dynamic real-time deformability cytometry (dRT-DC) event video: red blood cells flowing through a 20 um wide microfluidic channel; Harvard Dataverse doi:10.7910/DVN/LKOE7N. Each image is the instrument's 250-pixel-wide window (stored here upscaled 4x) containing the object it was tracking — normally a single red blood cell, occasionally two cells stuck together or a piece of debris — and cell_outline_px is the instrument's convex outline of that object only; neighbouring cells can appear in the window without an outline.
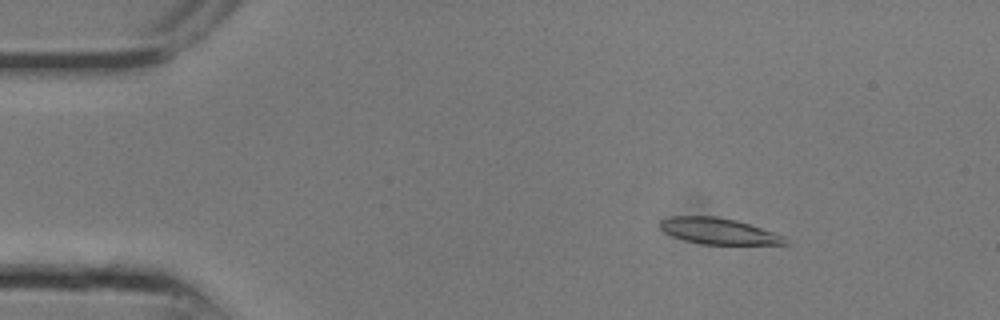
{"species": "common noctule bat (a hibernating species)", "species_latin": "Nyctalus noctula", "temperature_condition": "room temperature", "stored_images_in_passage": 11, "camera_frame_rate_fps": 3000, "um_per_image_px": 0.085, "animal": {"sex": "male", "body_mass_g": 13.3}, "frame": {"image": 1, "passage_image": 4, "time_ms": 1.0, "image_size_px": [1000, 320], "cell_outline_px": [[788, 244], [700, 244], [684, 240], [672, 236], [664, 232], [660, 228], [660, 220], [672, 216], [716, 216], [736, 220], [784, 236]], "centroid_in_image_um": [61.02, 19.64], "position_along_channel_um": 24.0, "area_um2": 18.84}}
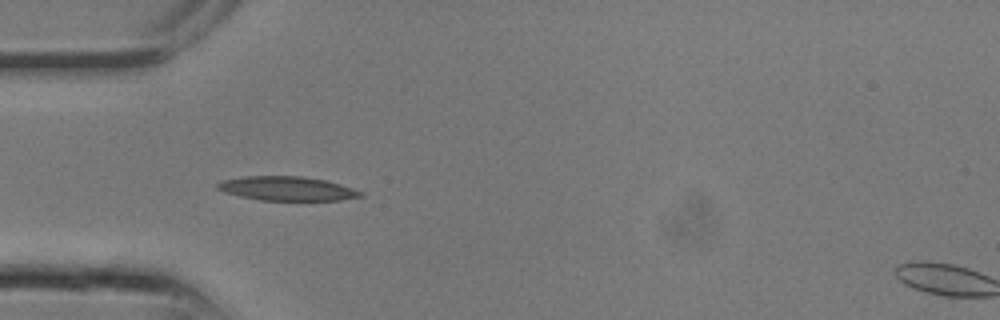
{"frame": {"image": 2, "passage_image": 8, "time_ms": 2.333, "image_size_px": [1000, 320], "cell_outline_px": [[364, 196], [340, 200], [260, 200], [240, 196], [224, 192], [216, 188], [216, 184], [224, 180], [244, 176], [304, 176], [324, 180], [340, 184], [364, 192]], "centroid_in_image_um": [24.41, 16.02], "position_along_channel_um": 60.6, "area_um2": 20.06}}
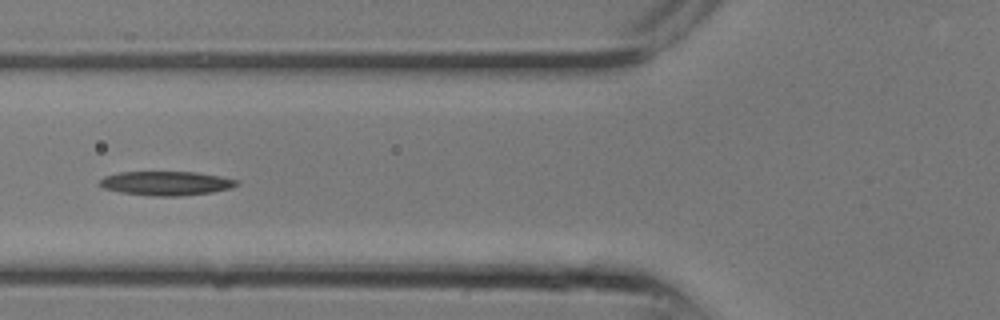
{"frame": {"image": 3, "passage_image": 10, "time_ms": 3.0, "image_size_px": [1000, 320], "cell_outline_px": [[240, 184], [232, 188], [212, 192], [180, 196], [152, 196], [120, 192], [104, 188], [100, 184], [100, 180], [104, 176], [120, 172], [196, 172], [220, 176], [236, 180]], "centroid_in_image_um": [14.14, 15.58], "position_along_channel_um": 111.7, "area_um2": 19.19}}